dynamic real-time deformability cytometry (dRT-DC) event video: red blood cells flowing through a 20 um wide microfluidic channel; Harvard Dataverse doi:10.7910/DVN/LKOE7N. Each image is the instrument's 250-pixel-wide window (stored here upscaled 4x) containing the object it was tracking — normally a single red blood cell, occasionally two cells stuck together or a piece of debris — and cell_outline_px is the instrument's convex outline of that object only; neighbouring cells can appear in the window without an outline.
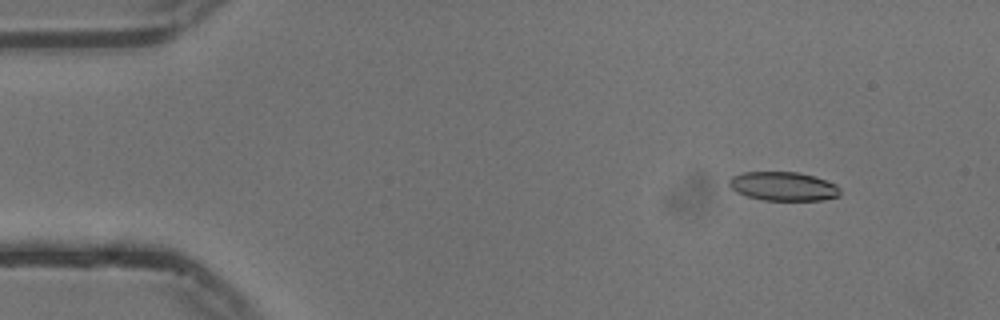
{"species": "common noctule bat (a hibernating species)", "species_latin": "Nyctalus noctula", "temperature_condition": "cold", "stored_images_in_passage": 54, "camera_frame_rate_fps": 3000, "um_per_image_px": 0.085, "animal": {"sex": "male", "body_mass_g": 13.3}, "frame": {"image": 1, "passage_image": 5, "time_ms": 1.333, "image_size_px": [1000, 320], "cell_outline_px": [[840, 196], [824, 200], [764, 200], [748, 196], [736, 192], [728, 184], [728, 180], [732, 176], [744, 172], [800, 172], [836, 184], [840, 188]], "centroid_in_image_um": [66.58, 15.84], "position_along_channel_um": 18.4, "area_um2": 18.67}}
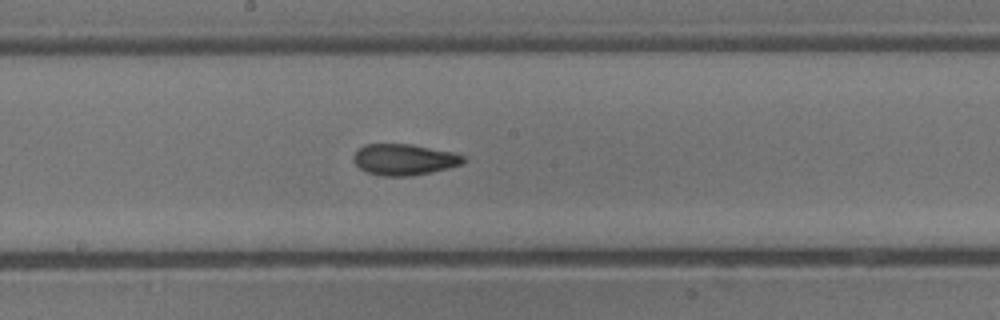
{"frame": {"image": 2, "passage_image": 28, "time_ms": 9.0, "image_size_px": [1000, 320], "cell_outline_px": [[468, 160], [464, 164], [448, 168], [412, 176], [384, 176], [368, 172], [360, 168], [352, 160], [352, 156], [364, 144], [412, 144], [456, 152], [464, 156]], "centroid_in_image_um": [34.41, 13.55], "position_along_channel_um": 213.8, "area_um2": 20.17}}
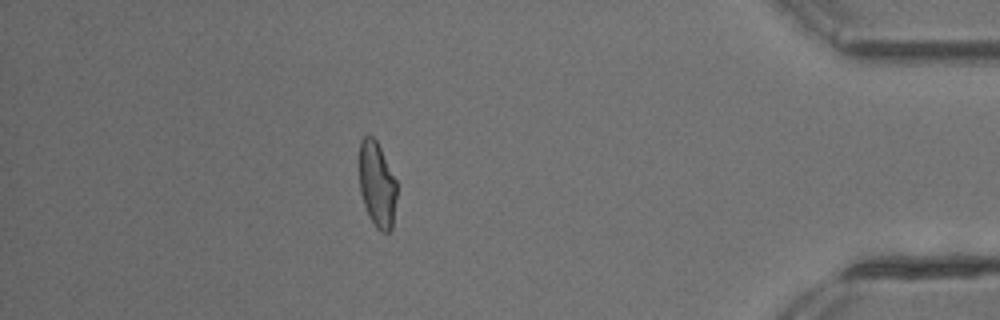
{"frame": {"image": 3, "passage_image": 47, "time_ms": 15.333, "image_size_px": [1000, 320], "cell_outline_px": [[396, 196], [392, 228], [388, 232], [380, 232], [376, 228], [368, 216], [360, 192], [360, 140], [368, 132], [376, 140], [396, 180]], "centroid_in_image_um": [32.04, 15.69], "position_along_channel_um": 403.2, "area_um2": 18.61}, "authors_computed_cell_mechanics": {"area_um2": 19.5942, "velocity_mm_per_s": 3.7418, "shape_relaxation_time_tau1_ms": 8.1586, "shape_relaxation_time_tau2_ms": 2.0048, "deformation_change_tau1": 0.2261, "deformation_change_tau2": 0.086}}